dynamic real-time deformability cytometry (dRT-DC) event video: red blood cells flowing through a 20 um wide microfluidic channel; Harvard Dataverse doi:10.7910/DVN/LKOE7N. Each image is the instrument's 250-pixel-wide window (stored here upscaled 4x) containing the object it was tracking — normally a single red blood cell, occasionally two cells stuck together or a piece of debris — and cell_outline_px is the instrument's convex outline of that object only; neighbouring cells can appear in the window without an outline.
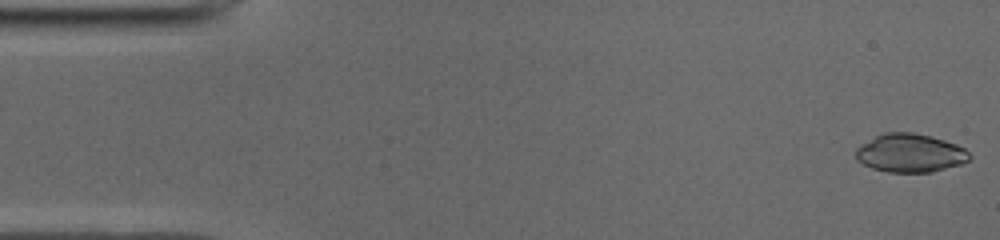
{"species": "common noctule bat (a hibernating species)", "species_latin": "Nyctalus noctula", "temperature_condition": "cold", "stored_images_in_passage": 50, "camera_frame_rate_fps": 3000, "um_per_image_px": 0.085, "animal": {"sex": "male", "body_mass_g": 19.0, "forearm_length_mm": 50.8}, "frame": {"image": 1, "passage_image": 1, "time_ms": 0.0, "image_size_px": [1000, 240], "cell_outline_px": [[972, 156], [968, 160], [960, 164], [932, 172], [888, 172], [872, 168], [856, 160], [856, 148], [860, 144], [884, 132], [912, 132], [944, 140], [956, 144], [964, 148]], "centroid_in_image_um": [77.34, 13.01], "position_along_channel_um": 7.7, "area_um2": 25.37}}
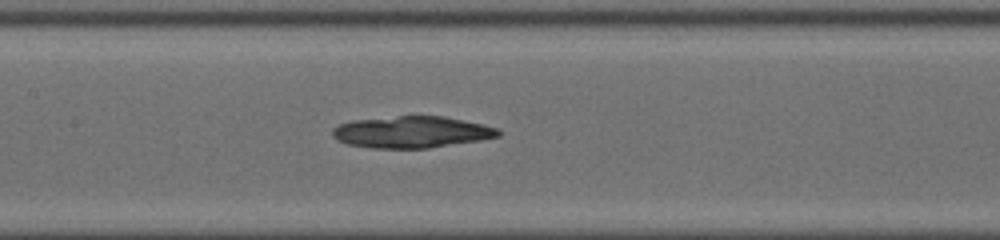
{"frame": {"image": 2, "passage_image": 23, "time_ms": 7.333, "image_size_px": [1000, 240], "cell_outline_px": [[500, 136], [480, 140], [428, 148], [372, 148], [348, 144], [336, 140], [332, 136], [332, 128], [340, 124], [352, 120], [400, 116], [444, 116], [484, 124], [496, 128], [500, 132]], "centroid_in_image_um": [34.97, 11.22], "position_along_channel_um": 172.4, "area_um2": 30.52}}
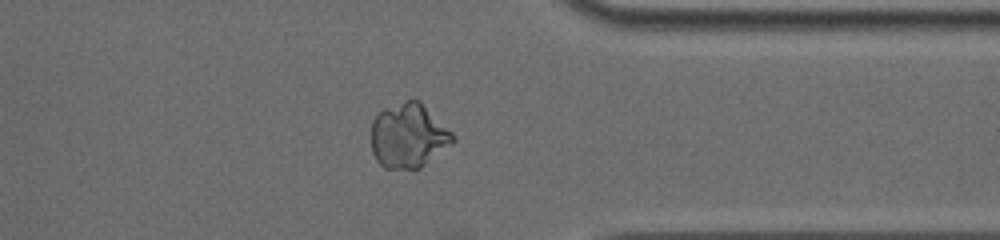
{"frame": {"image": 3, "passage_image": 39, "time_ms": 12.667, "image_size_px": [1000, 240], "cell_outline_px": [[456, 140], [452, 144], [420, 168], [384, 168], [376, 160], [372, 152], [372, 120], [384, 108], [404, 100], [420, 100], [456, 136]], "centroid_in_image_um": [34.73, 11.52], "position_along_channel_um": 376.7, "area_um2": 30.69}}